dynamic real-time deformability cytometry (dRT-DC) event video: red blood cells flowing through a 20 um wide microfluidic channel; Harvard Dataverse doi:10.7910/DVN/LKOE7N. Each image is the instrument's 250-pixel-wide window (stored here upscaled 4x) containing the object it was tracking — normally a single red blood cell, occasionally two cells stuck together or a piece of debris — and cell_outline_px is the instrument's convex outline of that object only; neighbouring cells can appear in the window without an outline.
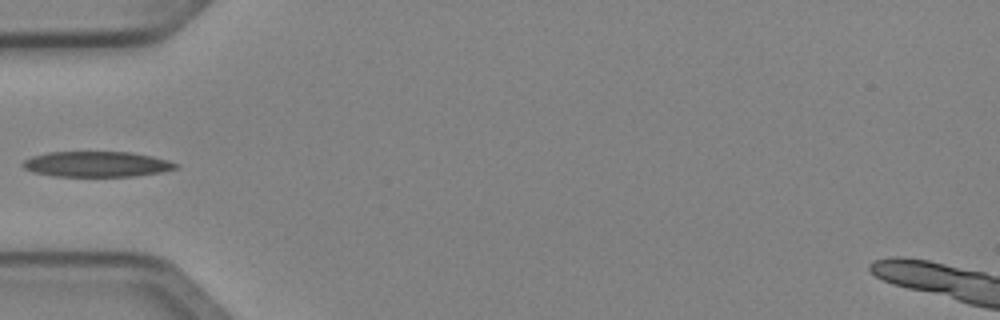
{"species": "Egyptian fruit bat (a non-hibernating species)", "species_latin": "Rousettus aegyptiacus", "temperature_condition": "cold", "stored_images_in_passage": 5, "camera_frame_rate_fps": 3000, "um_per_image_px": 0.085, "animal": {"sex": "female"}, "frame": {"image": 1, "passage_image": 4, "time_ms": 1.0, "image_size_px": [1000, 320], "cell_outline_px": [[180, 164], [176, 168], [160, 172], [132, 176], [52, 176], [32, 172], [24, 168], [20, 164], [24, 160], [32, 156], [48, 152], [132, 152], [152, 156], [168, 160]], "centroid_in_image_um": [8.19, 13.95], "position_along_channel_um": 76.8, "area_um2": 22.72}}
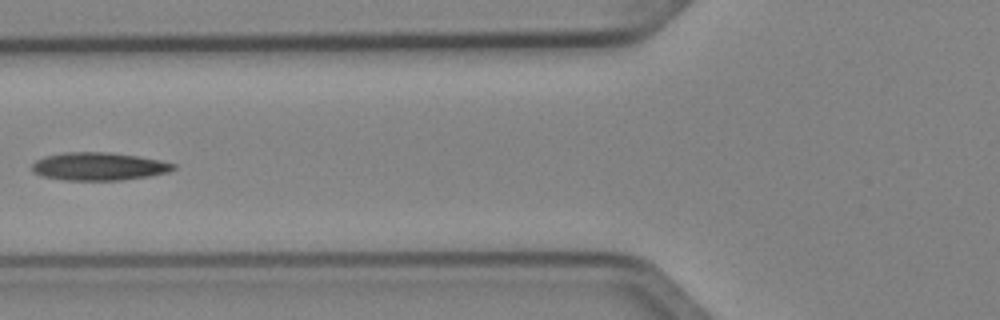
{"frame": {"image": 2, "passage_image": 5, "time_ms": 1.333, "image_size_px": [1000, 320], "cell_outline_px": [[176, 168], [168, 172], [148, 176], [120, 180], [64, 180], [40, 176], [32, 172], [32, 164], [36, 160], [44, 156], [64, 152], [108, 152], [136, 156], [160, 160], [176, 164]], "centroid_in_image_um": [8.36, 14.14], "position_along_channel_um": 117.4, "area_um2": 23.06}}